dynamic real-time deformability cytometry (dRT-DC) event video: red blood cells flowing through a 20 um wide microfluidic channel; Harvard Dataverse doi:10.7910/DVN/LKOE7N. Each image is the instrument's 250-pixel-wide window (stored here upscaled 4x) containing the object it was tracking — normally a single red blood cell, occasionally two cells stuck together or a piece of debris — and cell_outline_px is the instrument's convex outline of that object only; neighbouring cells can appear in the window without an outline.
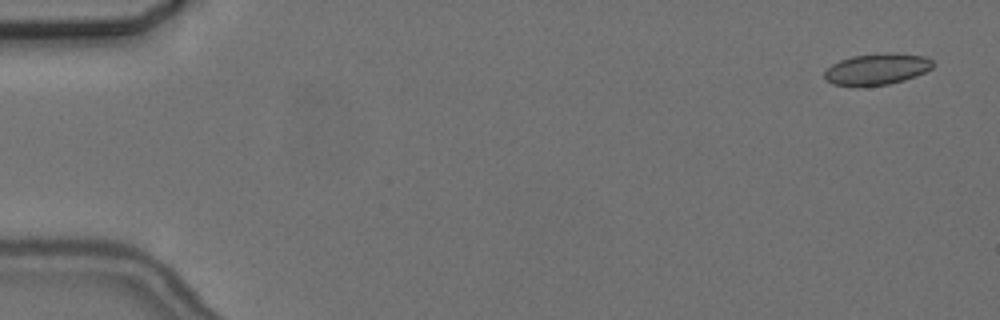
{"species": "common noctule bat (a hibernating species)", "species_latin": "Nyctalus noctula", "temperature_condition": "cold", "stored_images_in_passage": 5, "camera_frame_rate_fps": 3000, "um_per_image_px": 0.085, "animal": {"sex": "female", "body_mass_g": 24.6, "forearm_length_mm": 56.2}, "frame": {"image": 1, "passage_image": 1, "time_ms": 0.0, "image_size_px": [1000, 320], "cell_outline_px": [[936, 64], [932, 68], [916, 76], [904, 80], [888, 84], [856, 88], [832, 84], [824, 80], [824, 72], [832, 64], [840, 60], [852, 56], [884, 52], [888, 52], [924, 56], [932, 60]], "centroid_in_image_um": [74.5, 5.89], "position_along_channel_um": 10.5, "area_um2": 20.29}}
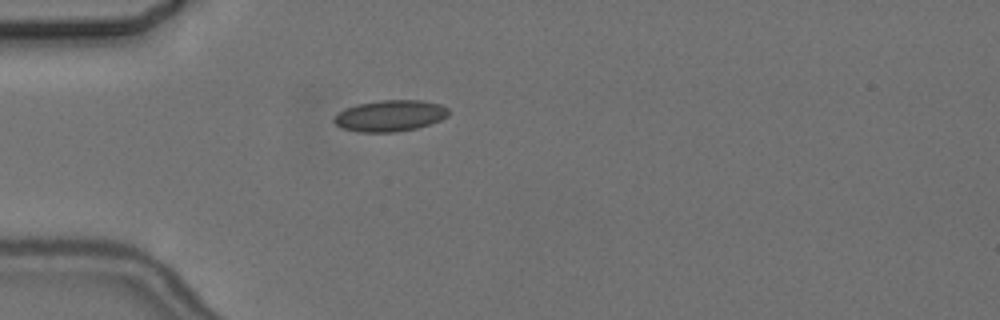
{"frame": {"image": 2, "passage_image": 5, "time_ms": 4.667, "image_size_px": [1000, 320], "cell_outline_px": [[448, 116], [440, 120], [416, 128], [396, 132], [356, 132], [340, 128], [332, 120], [344, 108], [356, 104], [380, 100], [420, 100], [440, 104], [448, 108]], "centroid_in_image_um": [33.12, 9.84], "position_along_channel_um": 51.9, "area_um2": 20.92}}